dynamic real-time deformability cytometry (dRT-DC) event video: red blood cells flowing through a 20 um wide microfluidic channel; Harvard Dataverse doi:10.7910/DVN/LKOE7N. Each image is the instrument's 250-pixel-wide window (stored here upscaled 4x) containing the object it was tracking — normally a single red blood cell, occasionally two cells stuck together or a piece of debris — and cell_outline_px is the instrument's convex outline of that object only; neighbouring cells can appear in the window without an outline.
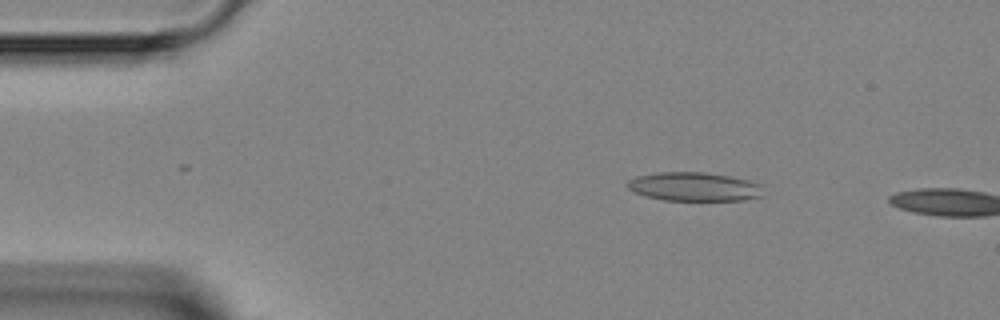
{"species": "Egyptian fruit bat (a non-hibernating species)", "species_latin": "Rousettus aegyptiacus", "temperature_condition": "room temperature", "stored_images_in_passage": 2, "camera_frame_rate_fps": 3000, "um_per_image_px": 0.085, "animal": {"sex": "female"}, "frame": {"image": 1, "passage_image": 1, "time_ms": 0.0, "image_size_px": [1000, 320], "cell_outline_px": [[764, 196], [744, 200], [664, 200], [648, 196], [636, 192], [628, 188], [624, 184], [628, 180], [636, 176], [656, 172], [704, 172], [728, 176], [748, 180], [764, 184]], "centroid_in_image_um": [59.06, 15.86], "position_along_channel_um": 25.9, "area_um2": 23.0}}